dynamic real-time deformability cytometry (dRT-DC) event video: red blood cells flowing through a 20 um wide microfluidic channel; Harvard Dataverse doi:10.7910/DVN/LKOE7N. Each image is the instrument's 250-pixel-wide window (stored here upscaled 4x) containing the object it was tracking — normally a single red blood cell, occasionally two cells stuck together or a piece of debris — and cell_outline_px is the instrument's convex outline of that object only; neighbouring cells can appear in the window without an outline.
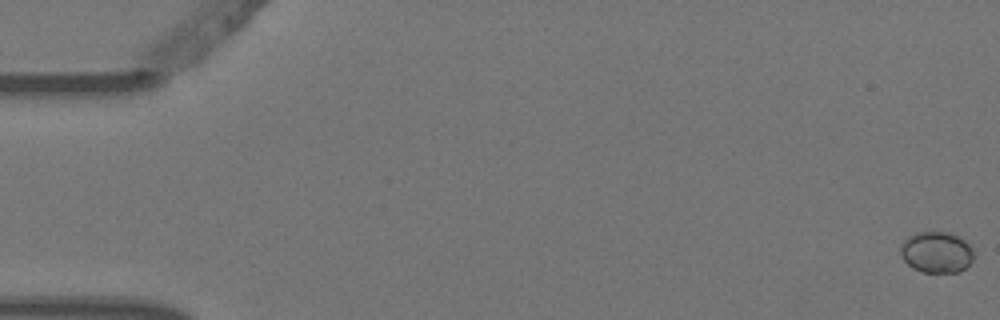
{"species": "Egyptian fruit bat (a non-hibernating species)", "species_latin": "Rousettus aegyptiacus", "temperature_condition": "warm", "stored_images_in_passage": 7, "camera_frame_rate_fps": 3000, "um_per_image_px": 0.085, "animal": {"sex": "female"}, "frame": {"image": 1, "passage_image": 1, "time_ms": 0.0, "image_size_px": [1000, 320], "cell_outline_px": [[972, 260], [960, 272], [924, 272], [912, 268], [900, 256], [900, 248], [904, 240], [908, 236], [916, 232], [948, 232], [964, 240], [972, 248]], "centroid_in_image_um": [79.56, 21.44], "position_along_channel_um": 5.4, "area_um2": 17.46}}
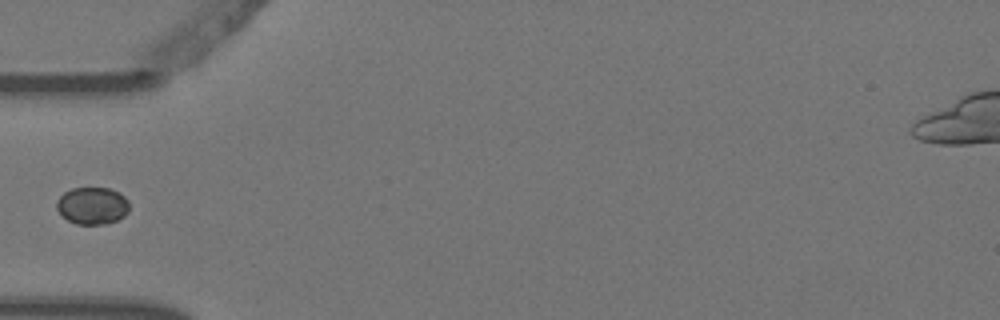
{"frame": {"image": 2, "passage_image": 6, "time_ms": 1.667, "image_size_px": [1000, 320], "cell_outline_px": [[128, 212], [124, 216], [108, 224], [76, 224], [68, 220], [56, 208], [56, 200], [64, 192], [72, 188], [108, 188], [120, 192], [128, 200]], "centroid_in_image_um": [7.85, 17.48], "position_along_channel_um": 77.1, "area_um2": 15.78}}
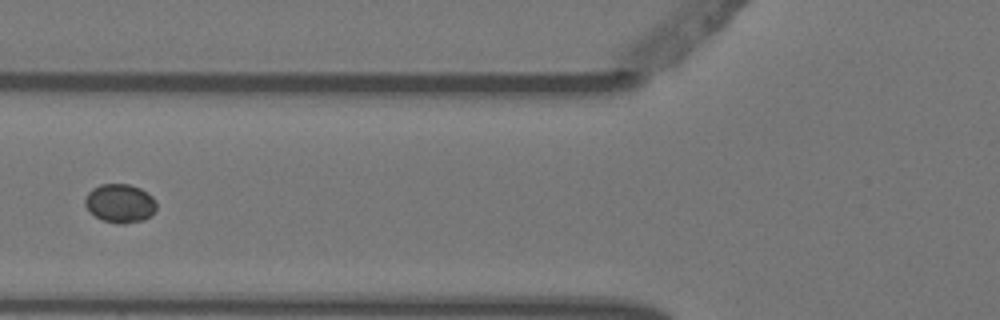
{"frame": {"image": 3, "passage_image": 7, "time_ms": 2.0, "image_size_px": [1000, 320], "cell_outline_px": [[156, 208], [144, 220], [124, 224], [116, 224], [100, 220], [84, 204], [84, 200], [88, 192], [92, 188], [100, 184], [128, 184], [140, 188], [148, 192], [156, 200]], "centroid_in_image_um": [10.19, 17.28], "position_along_channel_um": 115.6, "area_um2": 16.18}}